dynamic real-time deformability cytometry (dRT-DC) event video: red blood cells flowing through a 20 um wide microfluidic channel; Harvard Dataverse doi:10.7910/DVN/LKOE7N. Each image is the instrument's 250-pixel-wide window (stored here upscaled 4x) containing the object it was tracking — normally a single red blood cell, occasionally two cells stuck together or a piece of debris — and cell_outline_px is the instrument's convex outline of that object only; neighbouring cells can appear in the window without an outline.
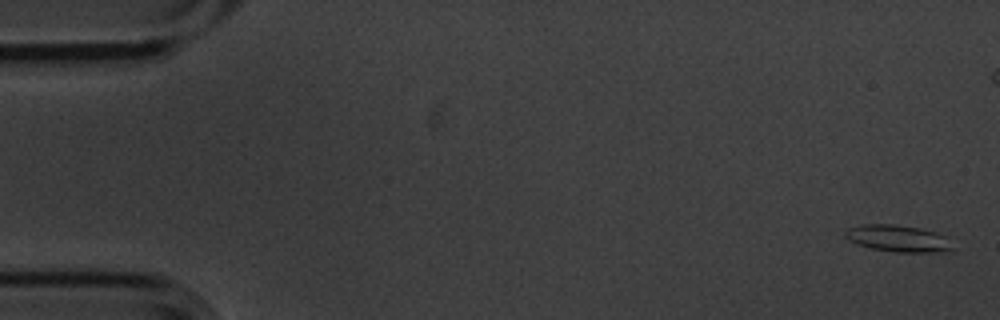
{"species": "common noctule bat (a hibernating species)", "species_latin": "Nyctalus noctula", "temperature_condition": "cold", "stored_images_in_passage": 7, "camera_frame_rate_fps": 3000, "um_per_image_px": 0.085, "animal": {"sex": "male", "body_mass_g": 20.1, "forearm_length_mm": 53.5}, "frame": {"image": 1, "passage_image": 1, "time_ms": 0.0, "image_size_px": [1000, 320], "cell_outline_px": [[956, 248], [948, 252], [892, 252], [868, 248], [856, 244], [848, 240], [844, 236], [844, 232], [848, 228], [864, 224], [892, 224], [920, 228], [944, 236]], "centroid_in_image_um": [76.31, 20.29], "position_along_channel_um": 8.7, "area_um2": 16.94}}
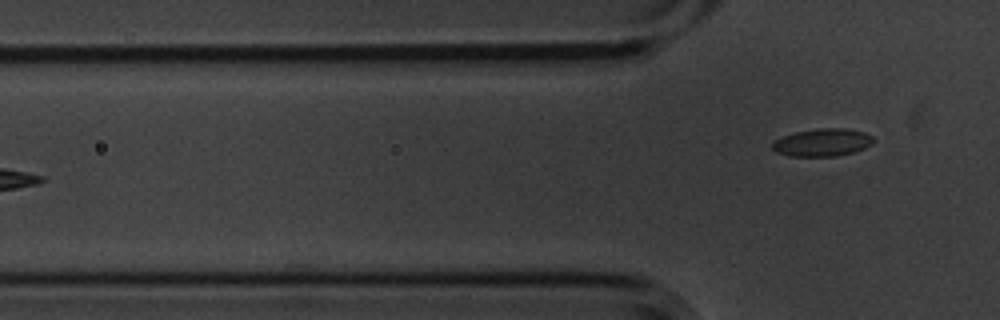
{"frame": {"image": 2, "passage_image": 7, "time_ms": 2.0, "image_size_px": [1000, 320], "cell_outline_px": [[876, 140], [872, 144], [864, 148], [852, 152], [836, 156], [788, 156], [776, 152], [772, 148], [772, 144], [776, 140], [784, 136], [796, 132], [816, 128], [844, 128], [864, 132], [872, 136]], "centroid_in_image_um": [69.92, 12.1], "position_along_channel_um": 55.9, "area_um2": 16.24}}